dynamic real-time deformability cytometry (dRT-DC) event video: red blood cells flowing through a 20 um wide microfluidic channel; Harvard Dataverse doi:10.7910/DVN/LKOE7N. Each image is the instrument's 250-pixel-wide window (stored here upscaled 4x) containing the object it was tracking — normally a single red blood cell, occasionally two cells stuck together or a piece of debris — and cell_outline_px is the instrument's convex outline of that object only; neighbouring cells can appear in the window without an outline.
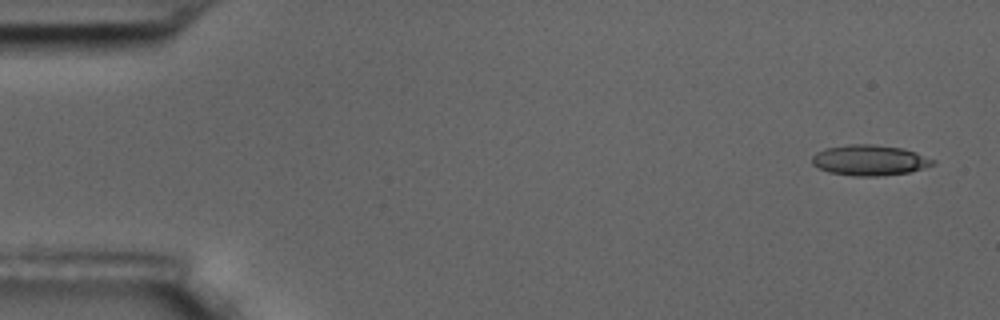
{"species": "common noctule bat (a hibernating species)", "species_latin": "Nyctalus noctula", "temperature_condition": "room temperature", "stored_images_in_passage": 5, "camera_frame_rate_fps": 3000, "um_per_image_px": 0.085, "animal": {"sex": "male", "body_mass_g": 17.5, "forearm_length_mm": 52.3}, "frame": {"image": 1, "passage_image": 1, "time_ms": 0.0, "image_size_px": [1000, 320], "cell_outline_px": [[936, 164], [924, 168], [908, 172], [876, 176], [856, 176], [828, 172], [812, 164], [812, 156], [816, 152], [824, 148], [848, 144], [872, 144], [900, 148], [916, 152], [936, 160]], "centroid_in_image_um": [73.91, 13.61], "position_along_channel_um": 11.1, "area_um2": 21.5}}
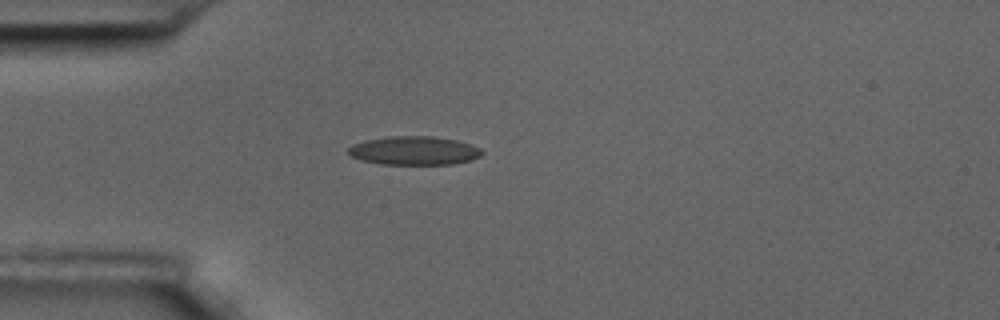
{"frame": {"image": 2, "passage_image": 5, "time_ms": 1.333, "image_size_px": [1000, 320], "cell_outline_px": [[484, 152], [480, 156], [472, 160], [452, 164], [380, 164], [364, 160], [352, 156], [348, 152], [348, 148], [352, 144], [364, 140], [392, 136], [432, 136], [456, 140], [472, 144], [480, 148]], "centroid_in_image_um": [35.23, 12.8], "position_along_channel_um": 49.8, "area_um2": 22.31}}